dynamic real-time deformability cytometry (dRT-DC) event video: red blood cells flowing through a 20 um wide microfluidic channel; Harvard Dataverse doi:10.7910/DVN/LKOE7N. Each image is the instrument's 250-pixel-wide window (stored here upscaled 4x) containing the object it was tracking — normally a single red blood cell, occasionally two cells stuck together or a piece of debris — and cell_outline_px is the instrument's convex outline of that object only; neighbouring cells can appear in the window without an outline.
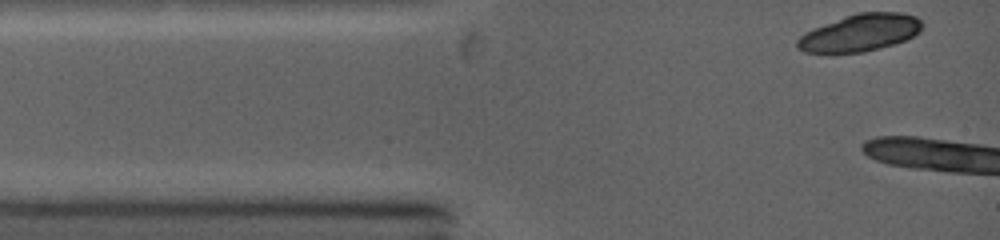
{"species": "common noctule bat (a hibernating species)", "species_latin": "Nyctalus noctula", "temperature_condition": "warm", "stored_images_in_passage": 8, "camera_frame_rate_fps": 5000, "um_per_image_px": 0.085, "animal": {"sex": "female", "body_mass_g": 19.0, "forearm_length_mm": 53.3}, "frame": {"image": 1, "passage_image": 1, "time_ms": 0.0, "image_size_px": [1000, 240], "cell_outline_px": [[920, 28], [912, 36], [904, 40], [892, 44], [864, 52], [804, 52], [796, 48], [796, 40], [800, 36], [816, 28], [844, 16], [856, 12], [900, 12], [916, 16], [920, 20]], "centroid_in_image_um": [73.08, 2.77], "position_along_channel_um": 11.9, "area_um2": 26.41}}